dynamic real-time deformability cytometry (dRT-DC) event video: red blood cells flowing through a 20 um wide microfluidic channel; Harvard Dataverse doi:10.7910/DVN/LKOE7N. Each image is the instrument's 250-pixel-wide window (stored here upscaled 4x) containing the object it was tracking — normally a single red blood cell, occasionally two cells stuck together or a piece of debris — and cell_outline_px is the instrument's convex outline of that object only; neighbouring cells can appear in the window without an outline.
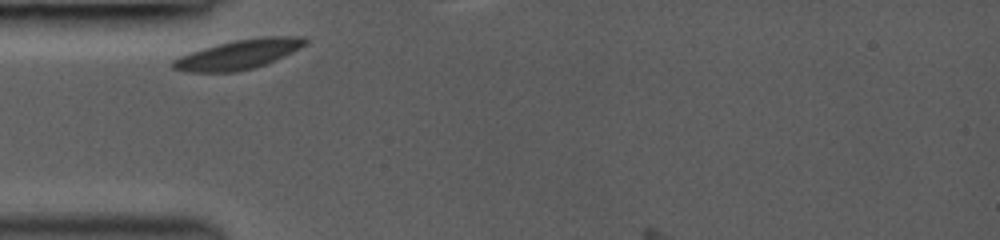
{"species": "common noctule bat (a hibernating species)", "species_latin": "Nyctalus noctula", "temperature_condition": "room temperature", "stored_images_in_passage": 4, "camera_frame_rate_fps": 3000, "um_per_image_px": 0.085, "animal": {"sex": "female", "body_mass_g": 19.0, "forearm_length_mm": 53.3}, "frame": {"image": 1, "passage_image": 1, "time_ms": 0.0, "image_size_px": [1000, 240], "cell_outline_px": [[308, 40], [300, 48], [284, 56], [264, 64], [252, 68], [236, 72], [184, 72], [172, 68], [172, 60], [180, 56], [204, 48], [236, 40], [264, 36], [304, 36]], "centroid_in_image_um": [20.27, 4.63], "position_along_channel_um": 64.7, "area_um2": 22.43}}
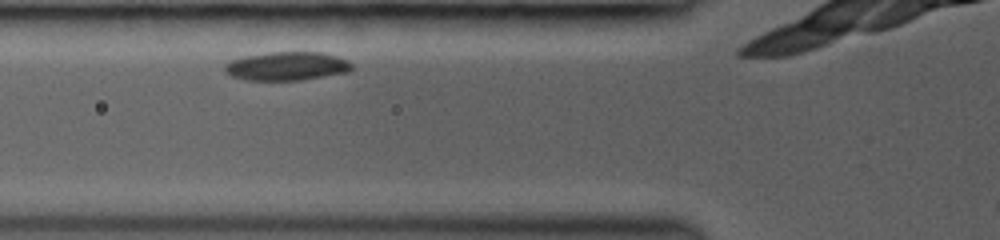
{"frame": {"image": 2, "passage_image": 2, "time_ms": 1.0, "image_size_px": [1000, 240], "cell_outline_px": [[352, 68], [348, 72], [300, 80], [244, 80], [232, 76], [224, 72], [224, 64], [232, 60], [244, 56], [268, 52], [320, 52], [336, 56], [348, 60], [352, 64]], "centroid_in_image_um": [24.35, 5.62], "position_along_channel_um": 101.4, "area_um2": 21.21}}